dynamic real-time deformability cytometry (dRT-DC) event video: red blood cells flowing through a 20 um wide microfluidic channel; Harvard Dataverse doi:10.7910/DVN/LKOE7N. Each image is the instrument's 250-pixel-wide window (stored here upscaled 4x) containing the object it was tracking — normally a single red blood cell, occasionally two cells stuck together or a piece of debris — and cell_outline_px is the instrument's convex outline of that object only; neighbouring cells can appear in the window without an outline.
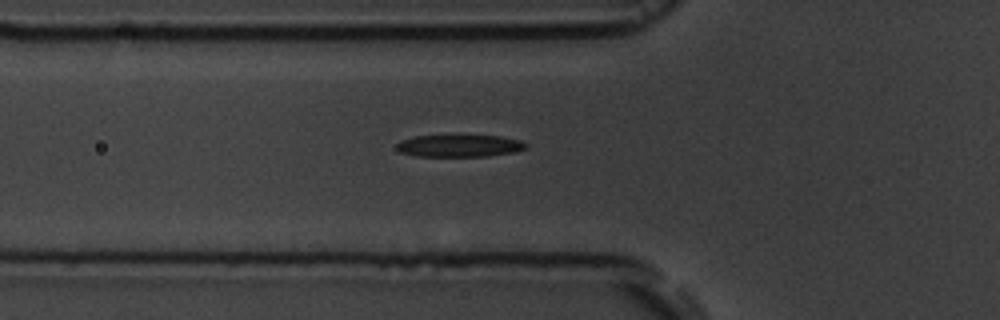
{"species": "common noctule bat (a hibernating species)", "species_latin": "Nyctalus noctula", "temperature_condition": "room temperature", "stored_images_in_passage": 10, "segment_of_instrument_passage": [2, 2], "camera_frame_rate_fps": 3000, "um_per_image_px": 0.085, "animal": {"sex": "male", "body_mass_g": 19.5, "forearm_length_mm": 54.6}, "frame": {"image": 1, "passage_image": 10, "time_ms": 3.0, "image_size_px": [1000, 320], "cell_outline_px": [[528, 148], [516, 152], [488, 156], [416, 156], [400, 152], [396, 148], [396, 144], [400, 140], [416, 136], [500, 136], [520, 140], [528, 144]], "centroid_in_image_um": [39.08, 12.4], "position_along_channel_um": 86.7, "area_um2": 16.7}}